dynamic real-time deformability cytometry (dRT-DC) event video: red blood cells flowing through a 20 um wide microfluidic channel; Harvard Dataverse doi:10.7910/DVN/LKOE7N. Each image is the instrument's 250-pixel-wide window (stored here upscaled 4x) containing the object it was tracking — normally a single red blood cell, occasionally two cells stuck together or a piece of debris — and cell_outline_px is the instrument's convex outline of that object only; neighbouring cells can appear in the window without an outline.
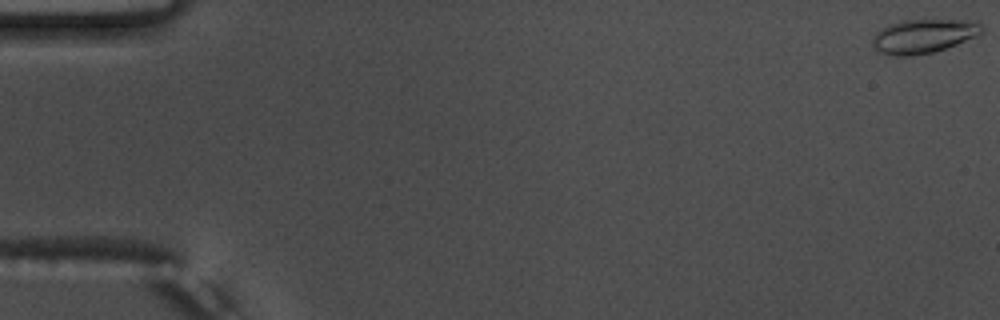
{"species": "common noctule bat (a hibernating species)", "species_latin": "Nyctalus noctula", "temperature_condition": "warm", "stored_images_in_passage": 56, "camera_frame_rate_fps": 3000, "um_per_image_px": 0.085, "animal": {"sex": "male", "body_mass_g": 17.5, "forearm_length_mm": 52.3}, "frame": {"image": 1, "passage_image": 1, "time_ms": 0.0, "image_size_px": [1000, 320], "cell_outline_px": [[984, 32], [956, 44], [932, 52], [912, 56], [896, 56], [880, 52], [872, 48], [872, 40], [876, 32], [892, 24], [904, 20], [976, 20], [984, 28]], "centroid_in_image_um": [78.51, 3.07], "position_along_channel_um": 6.5, "area_um2": 21.44}}
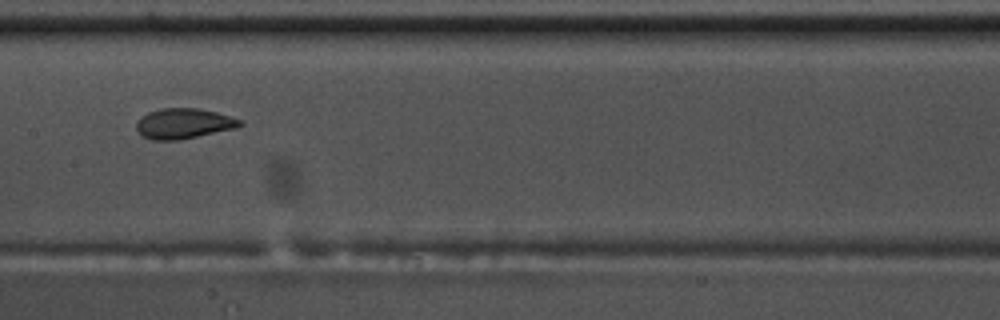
{"frame": {"image": 2, "passage_image": 29, "time_ms": 9.333, "image_size_px": [1000, 320], "cell_outline_px": [[244, 124], [236, 128], [180, 140], [148, 140], [140, 136], [136, 128], [136, 120], [148, 112], [160, 108], [200, 108], [216, 112], [240, 120]], "centroid_in_image_um": [15.55, 10.51], "position_along_channel_um": 191.8, "area_um2": 18.5}}
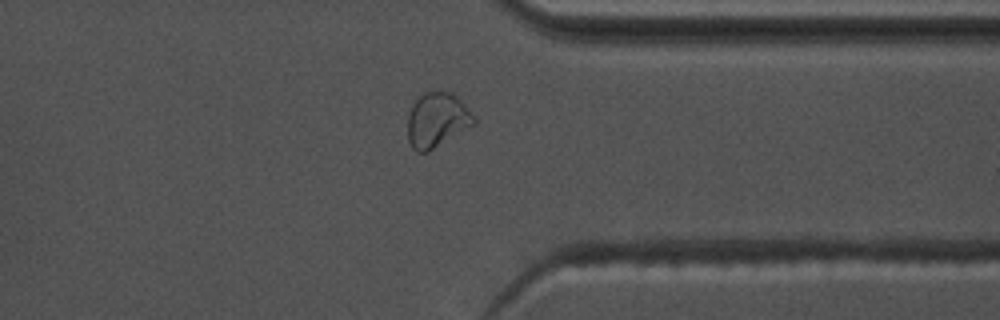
{"frame": {"image": 3, "passage_image": 44, "time_ms": 14.333, "image_size_px": [1000, 320], "cell_outline_px": [[476, 124], [428, 152], [416, 152], [412, 148], [408, 140], [408, 112], [416, 100], [424, 92], [452, 92], [464, 104], [476, 120]], "centroid_in_image_um": [37.14, 10.22], "position_along_channel_um": 374.3, "area_um2": 21.04}, "authors_computed_cell_mechanics": {"area_um2": 19.1029, "velocity_mm_per_s": 3.7123, "shape_relaxation_time_tau1_ms": 4.772, "shape_relaxation_time_tau2_ms": 0.8886, "deformation_change_tau1": 0.1589, "deformation_change_tau2": 0.062}}